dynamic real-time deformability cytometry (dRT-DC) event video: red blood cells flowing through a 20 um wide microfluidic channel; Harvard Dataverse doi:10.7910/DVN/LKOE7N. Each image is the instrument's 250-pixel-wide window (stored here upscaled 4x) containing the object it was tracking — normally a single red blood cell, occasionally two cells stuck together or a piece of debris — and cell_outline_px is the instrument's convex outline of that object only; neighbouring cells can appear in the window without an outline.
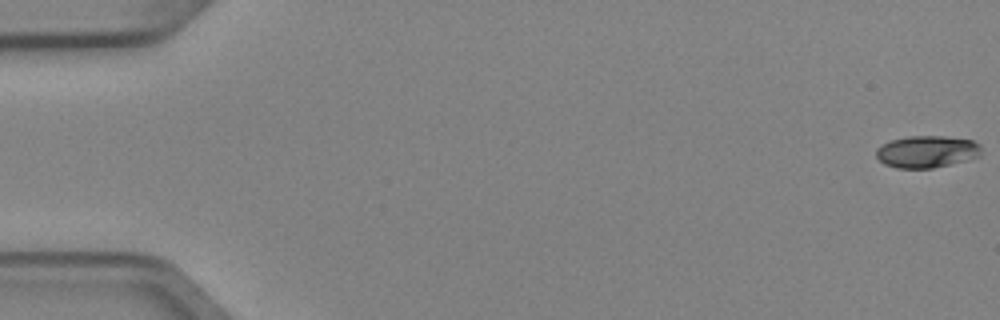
{"species": "Egyptian fruit bat (a non-hibernating species)", "species_latin": "Rousettus aegyptiacus", "temperature_condition": "cold", "stored_images_in_passage": 5, "camera_frame_rate_fps": 3000, "um_per_image_px": 0.085, "animal": {"sex": "female"}, "frame": {"image": 1, "passage_image": 1, "time_ms": 0.0, "image_size_px": [1000, 320], "cell_outline_px": [[980, 156], [932, 168], [896, 168], [884, 164], [876, 156], [876, 148], [892, 140], [908, 136], [944, 136], [972, 140], [980, 144]], "centroid_in_image_um": [78.76, 12.88], "position_along_channel_um": 6.2, "area_um2": 19.42}}
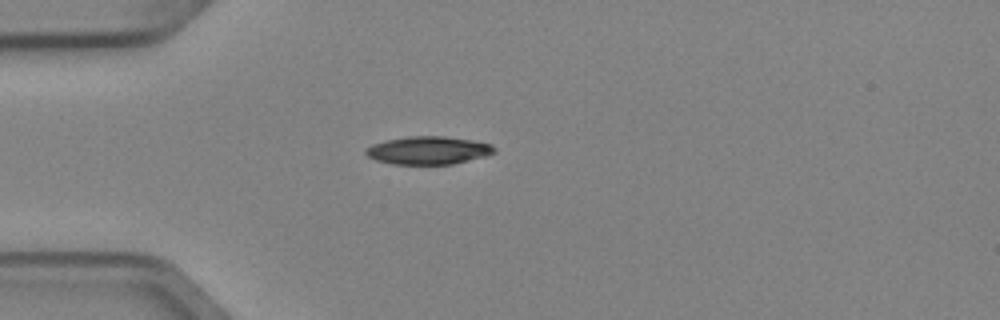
{"frame": {"image": 2, "passage_image": 5, "time_ms": 1.333, "image_size_px": [1000, 320], "cell_outline_px": [[496, 152], [484, 156], [452, 164], [392, 164], [376, 160], [368, 156], [364, 152], [364, 148], [372, 144], [388, 140], [408, 136], [444, 136], [472, 140], [492, 144], [496, 148]], "centroid_in_image_um": [36.39, 12.77], "position_along_channel_um": 48.6, "area_um2": 20.92}}